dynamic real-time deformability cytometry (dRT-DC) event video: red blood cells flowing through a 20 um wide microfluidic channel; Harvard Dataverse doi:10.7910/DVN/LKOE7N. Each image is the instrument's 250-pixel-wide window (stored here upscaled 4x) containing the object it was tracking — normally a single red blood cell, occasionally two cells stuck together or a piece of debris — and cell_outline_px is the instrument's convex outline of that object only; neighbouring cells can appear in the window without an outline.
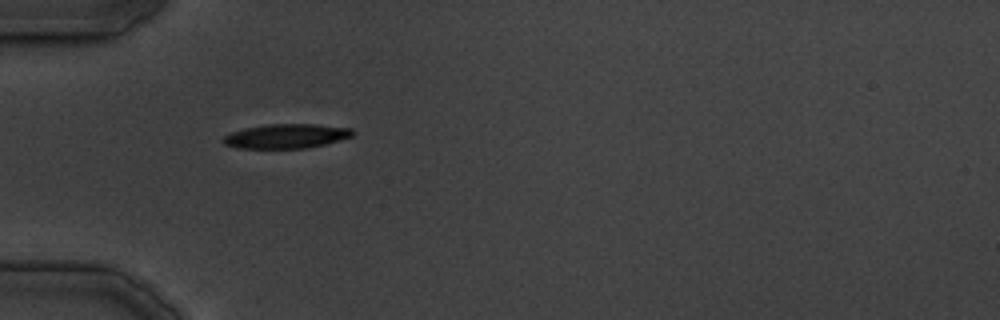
{"species": "common noctule bat (a hibernating species)", "species_latin": "Nyctalus noctula", "temperature_condition": "cold", "stored_images_in_passage": 17, "camera_frame_rate_fps": 3000, "um_per_image_px": 0.085, "animal": {"sex": "male", "body_mass_g": 19.5, "forearm_length_mm": 54.6}, "frame": {"image": 1, "passage_image": 1, "time_ms": 0.0, "image_size_px": [1000, 320], "cell_outline_px": [[356, 132], [352, 136], [340, 140], [324, 144], [304, 148], [236, 148], [224, 144], [220, 140], [224, 136], [232, 132], [244, 128], [268, 124], [312, 124], [352, 128]], "centroid_in_image_um": [24.32, 11.57], "position_along_channel_um": 60.7, "area_um2": 18.38}}
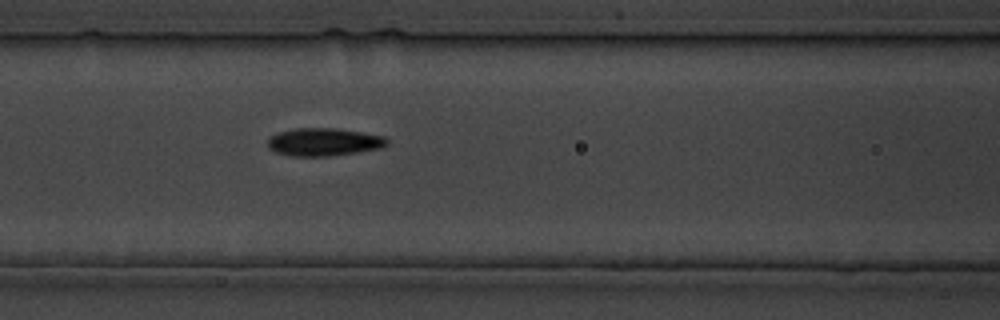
{"frame": {"image": 2, "passage_image": 6, "time_ms": 5.667, "image_size_px": [1000, 320], "cell_outline_px": [[388, 144], [380, 148], [356, 152], [328, 156], [288, 156], [276, 152], [268, 148], [268, 136], [280, 132], [296, 128], [336, 128], [384, 136], [388, 140]], "centroid_in_image_um": [27.49, 12.07], "position_along_channel_um": 139.1, "area_um2": 19.31}}
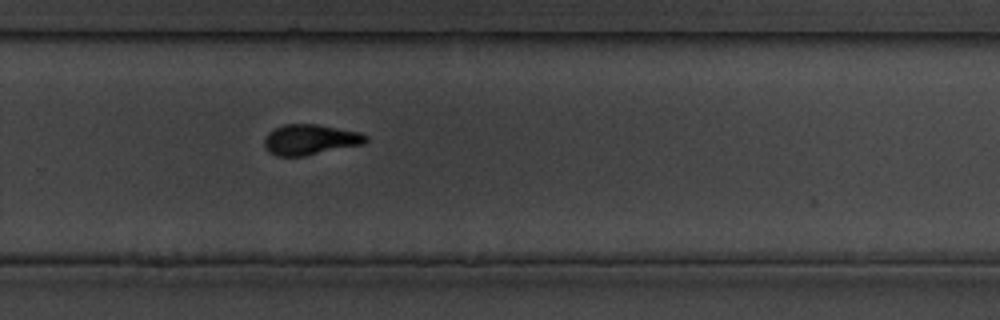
{"frame": {"image": 3, "passage_image": 15, "time_ms": 17.0, "image_size_px": [1000, 320], "cell_outline_px": [[368, 140], [364, 144], [304, 156], [276, 156], [268, 152], [264, 148], [264, 136], [268, 132], [284, 124], [316, 124], [360, 132], [368, 136]], "centroid_in_image_um": [26.34, 11.87], "position_along_channel_um": 303.5, "area_um2": 18.15}}